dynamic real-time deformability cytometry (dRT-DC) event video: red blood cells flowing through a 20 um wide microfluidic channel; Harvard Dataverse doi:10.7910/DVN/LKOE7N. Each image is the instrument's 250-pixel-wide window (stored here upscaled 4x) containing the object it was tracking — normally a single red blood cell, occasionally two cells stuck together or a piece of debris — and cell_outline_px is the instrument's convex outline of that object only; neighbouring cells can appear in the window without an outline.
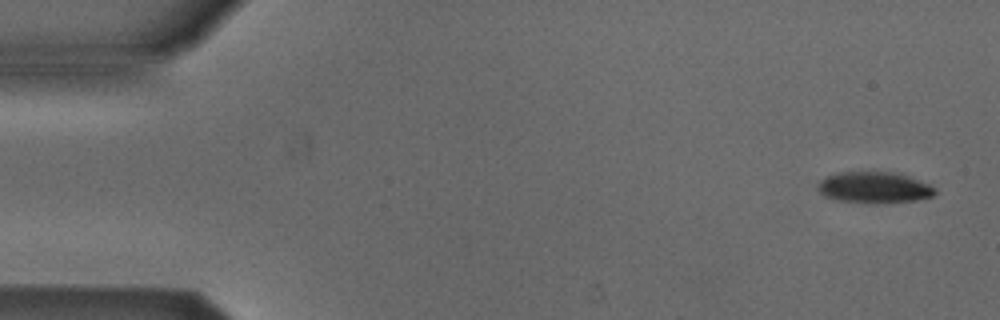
{"species": "Egyptian fruit bat (a non-hibernating species)", "species_latin": "Rousettus aegyptiacus", "temperature_condition": "cold", "stored_images_in_passage": 50, "camera_frame_rate_fps": 3000, "um_per_image_px": 0.085, "animal": {"sex": "male"}, "frame": {"image": 1, "passage_image": 1, "time_ms": 0.0, "image_size_px": [1000, 320], "cell_outline_px": [[936, 192], [932, 196], [916, 200], [884, 204], [868, 204], [832, 200], [824, 196], [816, 188], [816, 184], [820, 180], [828, 176], [840, 172], [892, 172], [908, 176], [928, 184], [936, 188]], "centroid_in_image_um": [74.26, 15.97], "position_along_channel_um": 10.7, "area_um2": 21.73}}
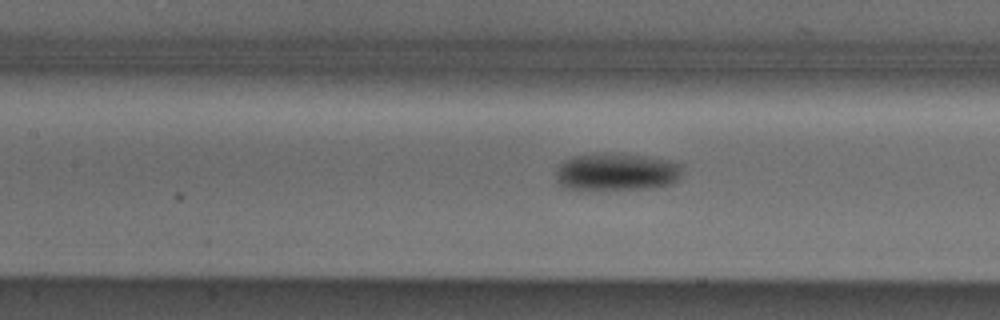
{"frame": {"image": 2, "passage_image": 22, "time_ms": 7.0, "image_size_px": [1000, 320], "cell_outline_px": [[680, 176], [672, 184], [656, 188], [564, 188], [556, 180], [556, 168], [564, 160], [572, 156], [604, 152], [620, 152], [672, 160], [680, 164]], "centroid_in_image_um": [52.41, 14.57], "position_along_channel_um": 155.0, "area_um2": 27.74}}
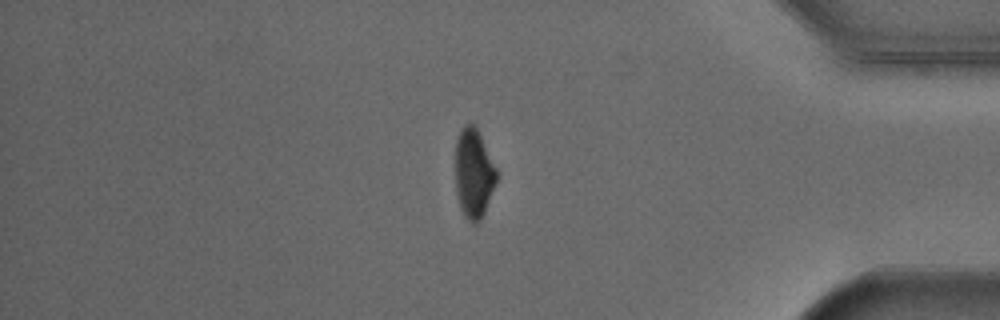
{"frame": {"image": 3, "passage_image": 43, "time_ms": 14.0, "image_size_px": [1000, 320], "cell_outline_px": [[500, 176], [484, 212], [480, 220], [472, 224], [464, 216], [460, 208], [456, 192], [456, 140], [460, 128], [464, 124], [472, 124], [476, 128]], "centroid_in_image_um": [40.27, 14.76], "position_along_channel_um": 394.9, "area_um2": 21.44}, "authors_computed_cell_mechanics": {"area_um2": 24.1604, "velocity_mm_per_s": 3.8765, "shape_relaxation_time_tau1_ms": 2.464, "shape_relaxation_time_tau2_ms": null, "deformation_change_tau1": 0.0901, "deformation_change_tau2": null}}